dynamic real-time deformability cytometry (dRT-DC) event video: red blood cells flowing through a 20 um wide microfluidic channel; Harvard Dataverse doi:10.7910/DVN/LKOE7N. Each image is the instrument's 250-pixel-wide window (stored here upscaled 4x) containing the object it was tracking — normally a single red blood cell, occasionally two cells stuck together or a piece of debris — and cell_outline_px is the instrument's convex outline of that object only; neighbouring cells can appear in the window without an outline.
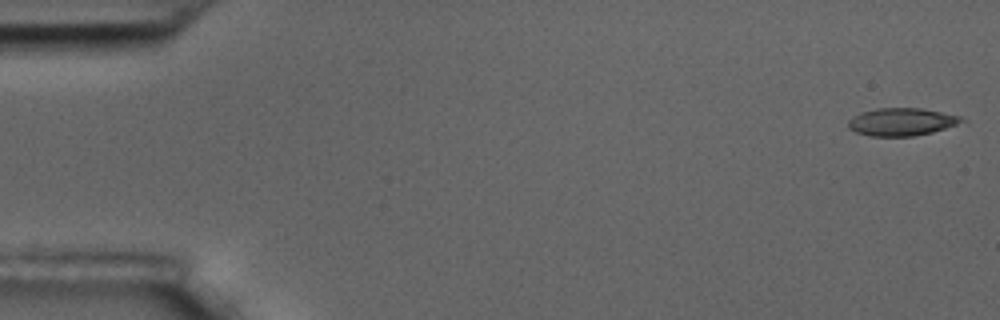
{"species": "common noctule bat (a hibernating species)", "species_latin": "Nyctalus noctula", "temperature_condition": "room temperature", "stored_images_in_passage": 22, "camera_frame_rate_fps": 3000, "um_per_image_px": 0.085, "animal": {"sex": "male", "body_mass_g": 17.5, "forearm_length_mm": 52.3}, "frame": {"image": 1, "passage_image": 1, "time_ms": 0.0, "image_size_px": [1000, 320], "cell_outline_px": [[968, 120], [932, 132], [912, 136], [868, 136], [856, 132], [848, 128], [848, 120], [852, 116], [860, 112], [876, 108], [920, 108], [960, 116]], "centroid_in_image_um": [76.58, 10.35], "position_along_channel_um": 8.4, "area_um2": 18.26}}
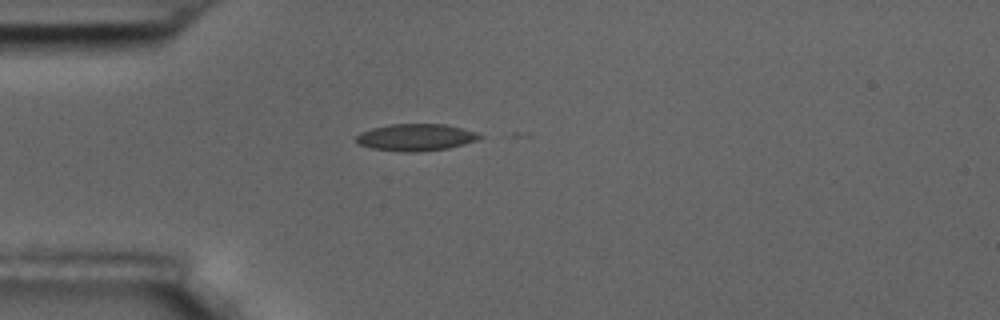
{"frame": {"image": 2, "passage_image": 15, "time_ms": 4.667, "image_size_px": [1000, 320], "cell_outline_px": [[484, 136], [476, 140], [464, 144], [448, 148], [416, 152], [404, 152], [372, 148], [360, 144], [356, 140], [356, 136], [360, 132], [372, 128], [392, 124], [448, 124], [476, 132]], "centroid_in_image_um": [35.36, 11.67], "position_along_channel_um": 49.6, "area_um2": 19.31}}